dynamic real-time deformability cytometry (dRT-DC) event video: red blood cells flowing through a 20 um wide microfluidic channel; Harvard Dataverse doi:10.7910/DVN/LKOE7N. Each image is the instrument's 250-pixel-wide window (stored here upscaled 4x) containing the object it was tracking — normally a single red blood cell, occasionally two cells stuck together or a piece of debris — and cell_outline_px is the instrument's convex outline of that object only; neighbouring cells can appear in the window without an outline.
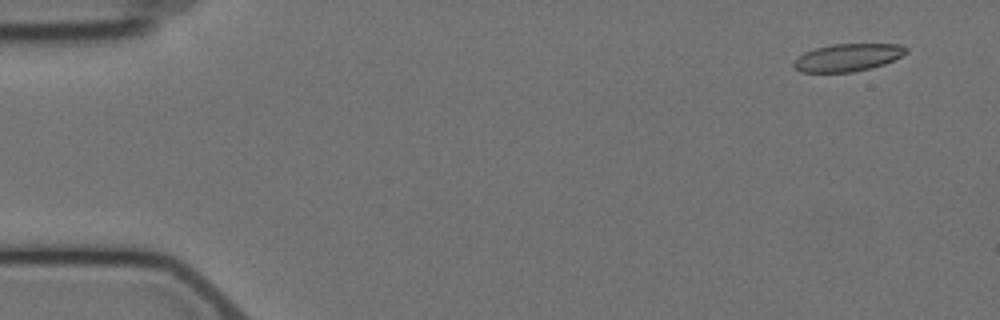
{"species": "Egyptian fruit bat (a non-hibernating species)", "species_latin": "Rousettus aegyptiacus", "temperature_condition": "cold", "stored_images_in_passage": 6, "camera_frame_rate_fps": 3000, "um_per_image_px": 0.085, "animal": {"sex": "female"}, "frame": {"image": 1, "passage_image": 1, "time_ms": 0.0, "image_size_px": [1000, 320], "cell_outline_px": [[908, 52], [884, 64], [872, 68], [852, 72], [800, 72], [792, 64], [804, 52], [816, 48], [832, 44], [900, 44], [908, 48]], "centroid_in_image_um": [72.08, 4.88], "position_along_channel_um": 12.9, "area_um2": 17.92}}
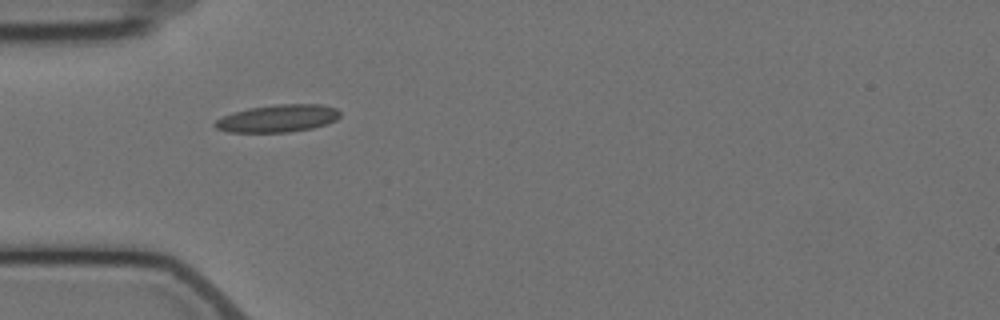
{"frame": {"image": 2, "passage_image": 5, "time_ms": 4.667, "image_size_px": [1000, 320], "cell_outline_px": [[340, 116], [336, 120], [312, 128], [288, 132], [228, 132], [216, 128], [212, 124], [216, 120], [224, 116], [248, 108], [276, 104], [320, 104], [336, 108], [340, 112]], "centroid_in_image_um": [23.62, 10.06], "position_along_channel_um": 61.4, "area_um2": 19.88}}
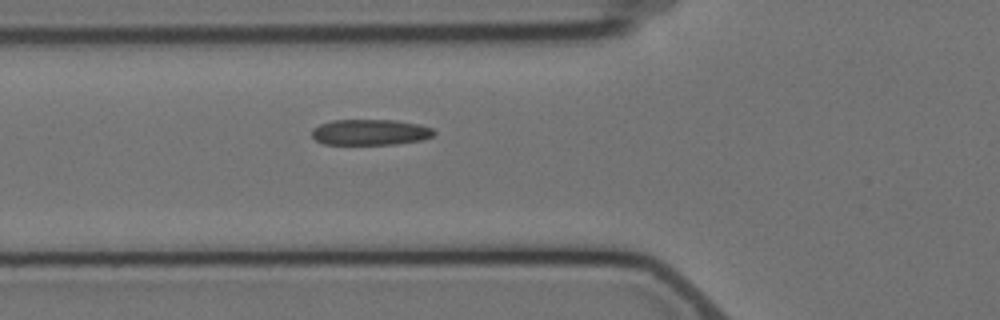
{"frame": {"image": 3, "passage_image": 6, "time_ms": 5.667, "image_size_px": [1000, 320], "cell_outline_px": [[436, 132], [432, 136], [424, 140], [396, 144], [324, 144], [316, 140], [312, 136], [312, 128], [320, 124], [332, 120], [396, 120], [420, 124], [432, 128]], "centroid_in_image_um": [31.49, 11.23], "position_along_channel_um": 94.3, "area_um2": 18.5}}